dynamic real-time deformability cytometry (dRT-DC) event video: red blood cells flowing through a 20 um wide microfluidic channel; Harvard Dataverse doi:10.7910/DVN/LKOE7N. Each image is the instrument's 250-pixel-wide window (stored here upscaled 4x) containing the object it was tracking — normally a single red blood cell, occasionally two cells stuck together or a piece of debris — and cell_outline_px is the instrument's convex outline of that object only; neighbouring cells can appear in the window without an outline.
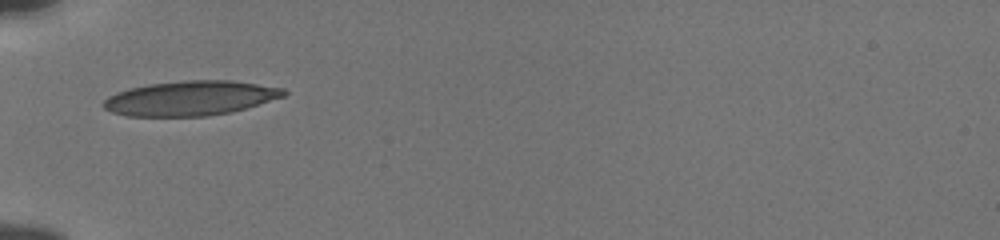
{"species": "human", "species_latin": "Homo sapiens", "temperature_condition": "cold", "stored_images_in_passage": 35, "camera_frame_rate_fps": 3000, "um_per_image_px": 0.085, "donor": {"sex": "male"}, "frame": {"image": 1, "passage_image": 1, "time_ms": 0.0, "image_size_px": [1000, 240], "cell_outline_px": [[288, 92], [284, 96], [232, 112], [208, 116], [128, 116], [112, 112], [104, 108], [100, 104], [108, 96], [116, 92], [128, 88], [148, 84], [184, 80], [232, 80], [284, 88]], "centroid_in_image_um": [16.15, 8.34], "position_along_channel_um": 68.8, "area_um2": 36.53}}
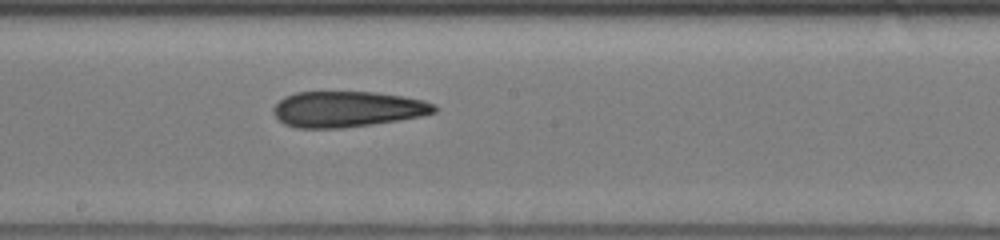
{"frame": {"image": 2, "passage_image": 13, "time_ms": 4.0, "image_size_px": [1000, 240], "cell_outline_px": [[440, 108], [436, 112], [420, 116], [372, 124], [344, 128], [296, 128], [284, 124], [272, 112], [272, 108], [284, 96], [296, 92], [376, 92], [404, 96], [424, 100], [436, 104]], "centroid_in_image_um": [29.53, 9.27], "position_along_channel_um": 218.7, "area_um2": 33.76}}
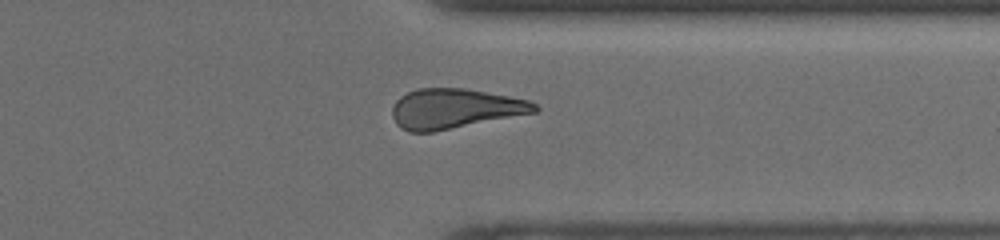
{"frame": {"image": 3, "passage_image": 25, "time_ms": 8.0, "image_size_px": [1000, 240], "cell_outline_px": [[540, 108], [536, 112], [432, 132], [408, 132], [400, 128], [396, 124], [392, 116], [392, 108], [396, 100], [400, 96], [416, 88], [464, 88], [508, 96], [528, 100], [536, 104]], "centroid_in_image_um": [38.61, 9.23], "position_along_channel_um": 372.8, "area_um2": 33.0}, "authors_computed_cell_mechanics": {"area_um2": 33.7552, "velocity_mm_per_s": 3.8487, "shape_relaxation_time_tau1_ms": null, "shape_relaxation_time_tau2_ms": 5.3132, "deformation_change_tau1": null, "deformation_change_tau2": 0.1481}}